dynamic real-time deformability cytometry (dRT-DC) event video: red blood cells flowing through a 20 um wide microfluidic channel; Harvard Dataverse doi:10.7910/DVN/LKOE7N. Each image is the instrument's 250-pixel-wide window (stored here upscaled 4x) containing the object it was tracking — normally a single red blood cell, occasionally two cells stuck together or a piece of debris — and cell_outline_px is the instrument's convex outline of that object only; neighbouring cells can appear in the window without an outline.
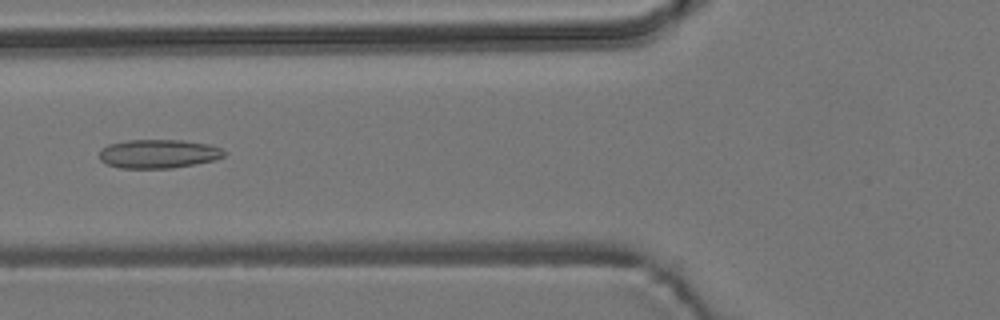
{"species": "common noctule bat (a hibernating species)", "species_latin": "Nyctalus noctula", "temperature_condition": "room temperature", "stored_images_in_passage": 8, "camera_frame_rate_fps": 3000, "um_per_image_px": 0.085, "animal": {"sex": "male", "body_mass_g": 19.2, "forearm_length_mm": 51.8}, "frame": {"image": 1, "passage_image": 5, "time_ms": 4.667, "image_size_px": [1000, 320], "cell_outline_px": [[224, 156], [216, 160], [196, 164], [172, 168], [120, 168], [108, 164], [100, 160], [100, 148], [108, 144], [128, 140], [184, 140], [208, 144], [220, 148], [224, 152]], "centroid_in_image_um": [13.46, 13.07], "position_along_channel_um": 112.3, "area_um2": 20.98}}
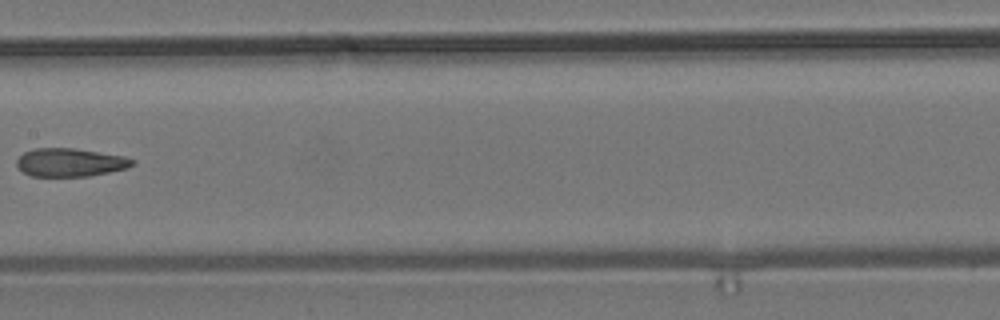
{"frame": {"image": 2, "passage_image": 7, "time_ms": 7.0, "image_size_px": [1000, 320], "cell_outline_px": [[136, 164], [128, 168], [88, 176], [32, 176], [24, 172], [16, 164], [16, 160], [24, 152], [36, 148], [76, 148], [124, 156], [136, 160]], "centroid_in_image_um": [6.0, 13.8], "position_along_channel_um": 201.4, "area_um2": 19.07}}
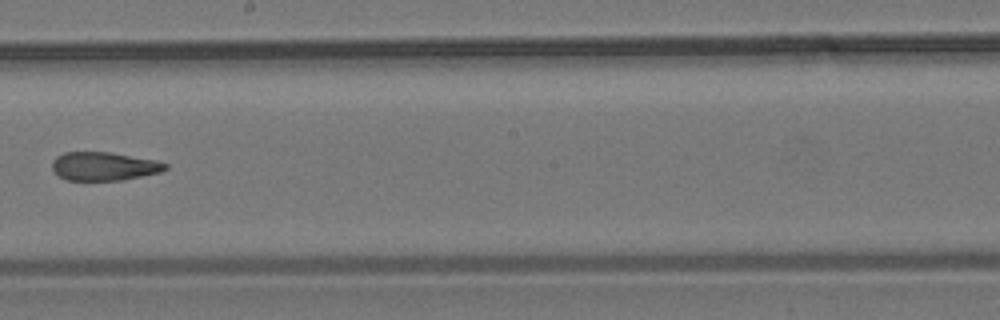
{"frame": {"image": 3, "passage_image": 8, "time_ms": 8.0, "image_size_px": [1000, 320], "cell_outline_px": [[168, 168], [160, 172], [124, 180], [68, 180], [60, 176], [52, 168], [52, 160], [56, 156], [64, 152], [112, 152], [156, 160], [168, 164]], "centroid_in_image_um": [8.85, 14.12], "position_along_channel_um": 239.3, "area_um2": 18.84}}